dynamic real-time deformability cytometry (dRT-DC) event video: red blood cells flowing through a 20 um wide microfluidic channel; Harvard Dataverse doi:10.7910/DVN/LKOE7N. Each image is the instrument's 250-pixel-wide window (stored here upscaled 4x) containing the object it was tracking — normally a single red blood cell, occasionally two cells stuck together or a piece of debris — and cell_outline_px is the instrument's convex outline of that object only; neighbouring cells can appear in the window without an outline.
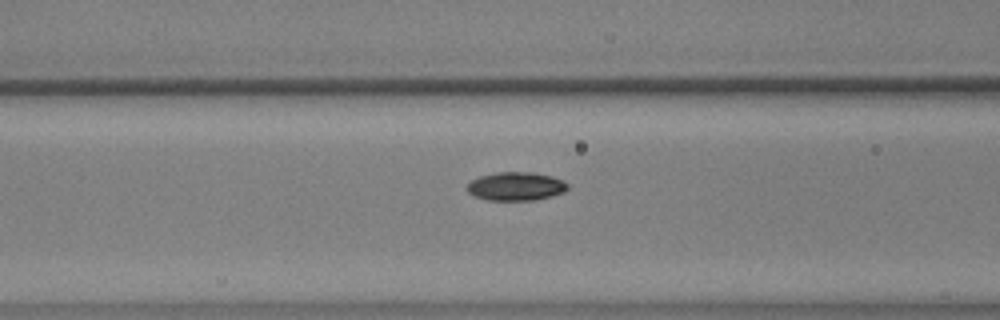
{"species": "common noctule bat (a hibernating species)", "species_latin": "Nyctalus noctula", "temperature_condition": "warm", "stored_images_in_passage": 37, "camera_frame_rate_fps": 3000, "um_per_image_px": 0.085, "animal": {"sex": "male", "body_mass_g": 17.9, "forearm_length_mm": 54.2}, "frame": {"image": 1, "passage_image": 10, "time_ms": 3.0, "image_size_px": [1000, 320], "cell_outline_px": [[568, 188], [564, 192], [552, 196], [536, 200], [488, 200], [472, 196], [468, 192], [468, 184], [472, 180], [480, 176], [496, 172], [532, 172], [552, 176], [564, 180], [568, 184]], "centroid_in_image_um": [43.87, 15.84], "position_along_channel_um": 122.7, "area_um2": 16.82}}
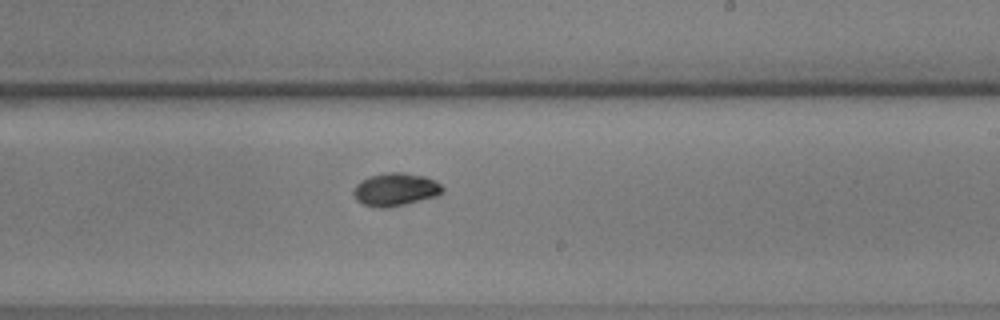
{"frame": {"image": 2, "passage_image": 21, "time_ms": 6.667, "image_size_px": [1000, 320], "cell_outline_px": [[444, 192], [436, 196], [404, 204], [384, 208], [380, 208], [364, 204], [356, 200], [352, 192], [356, 184], [360, 180], [372, 176], [388, 172], [404, 172], [424, 176], [440, 184], [444, 188]], "centroid_in_image_um": [33.6, 16.1], "position_along_channel_um": 255.4, "area_um2": 16.94}}
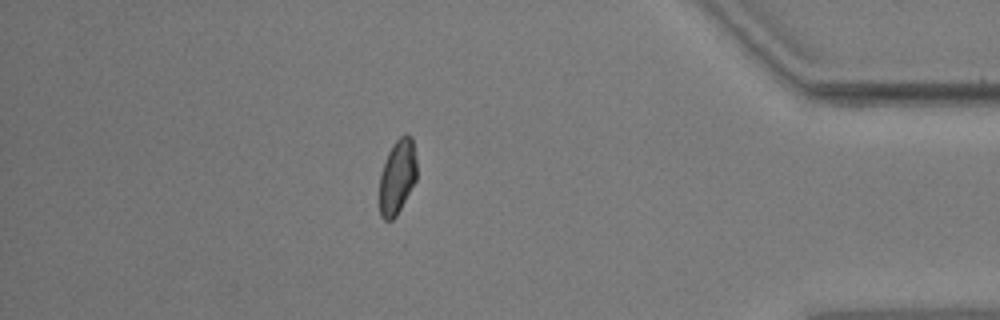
{"frame": {"image": 3, "passage_image": 36, "time_ms": 11.667, "image_size_px": [1000, 320], "cell_outline_px": [[416, 180], [396, 216], [392, 220], [384, 220], [380, 216], [380, 176], [388, 152], [392, 144], [404, 132], [408, 132], [412, 136], [416, 156]], "centroid_in_image_um": [33.78, 14.97], "position_along_channel_um": 401.4, "area_um2": 16.3}}